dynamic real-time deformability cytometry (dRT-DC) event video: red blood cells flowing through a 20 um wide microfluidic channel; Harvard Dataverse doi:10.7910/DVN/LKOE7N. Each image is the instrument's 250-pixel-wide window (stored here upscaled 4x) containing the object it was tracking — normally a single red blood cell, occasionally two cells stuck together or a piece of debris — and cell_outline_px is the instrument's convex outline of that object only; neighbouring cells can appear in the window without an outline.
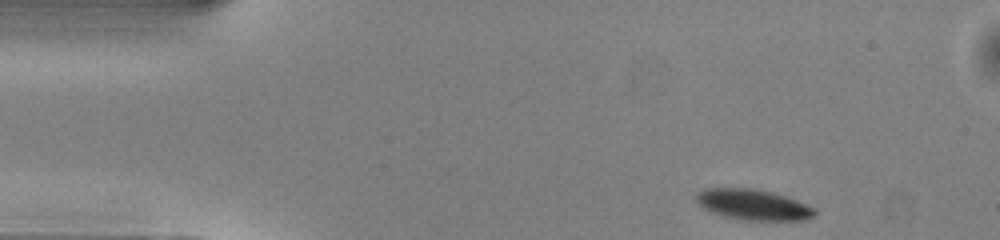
{"species": "common noctule bat (a hibernating species)", "species_latin": "Nyctalus noctula", "temperature_condition": "warm", "stored_images_in_passage": 45, "camera_frame_rate_fps": 3000, "um_per_image_px": 0.085, "animal": {"sex": "male", "body_mass_g": 13.0, "forearm_length_mm": 53.1}, "frame": {"image": 1, "passage_image": 1, "time_ms": 0.0, "image_size_px": [1000, 240], "cell_outline_px": [[816, 216], [804, 220], [744, 220], [724, 216], [708, 212], [696, 200], [696, 192], [704, 188], [752, 188], [772, 192], [796, 200], [816, 208]], "centroid_in_image_um": [64.01, 17.4], "position_along_channel_um": 21.0, "area_um2": 21.27}}
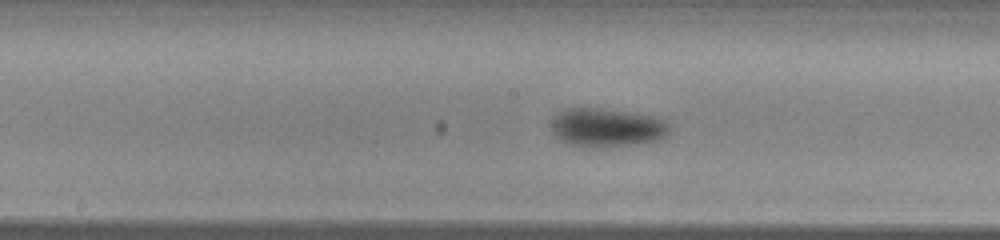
{"frame": {"image": 2, "passage_image": 20, "time_ms": 6.333, "image_size_px": [1000, 240], "cell_outline_px": [[668, 136], [660, 140], [636, 144], [572, 144], [560, 140], [552, 132], [552, 120], [560, 112], [568, 108], [596, 108], [652, 116], [668, 120]], "centroid_in_image_um": [51.63, 10.8], "position_along_channel_um": 196.6, "area_um2": 25.49}}
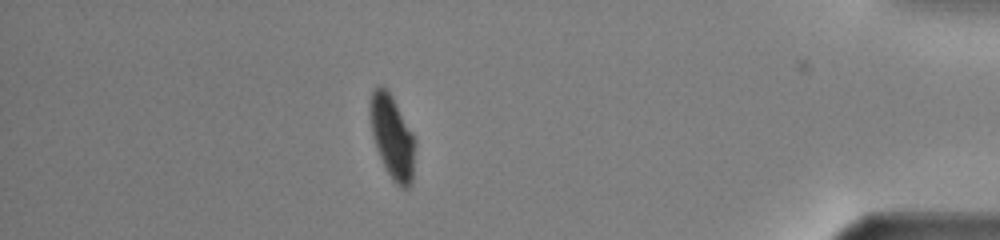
{"frame": {"image": 3, "passage_image": 39, "time_ms": 12.667, "image_size_px": [1000, 240], "cell_outline_px": [[416, 140], [412, 184], [408, 188], [400, 188], [392, 180], [376, 148], [372, 132], [368, 108], [368, 104], [372, 92], [380, 84], [392, 96], [412, 132]], "centroid_in_image_um": [33.35, 11.66], "position_along_channel_um": 401.9, "area_um2": 21.91}, "authors_computed_cell_mechanics": {"area_um2": 24.1604, "velocity_mm_per_s": 4.0228, "shape_relaxation_time_tau1_ms": 2.9182, "shape_relaxation_time_tau2_ms": null, "deformation_change_tau1": 0.1032, "deformation_change_tau2": null}}